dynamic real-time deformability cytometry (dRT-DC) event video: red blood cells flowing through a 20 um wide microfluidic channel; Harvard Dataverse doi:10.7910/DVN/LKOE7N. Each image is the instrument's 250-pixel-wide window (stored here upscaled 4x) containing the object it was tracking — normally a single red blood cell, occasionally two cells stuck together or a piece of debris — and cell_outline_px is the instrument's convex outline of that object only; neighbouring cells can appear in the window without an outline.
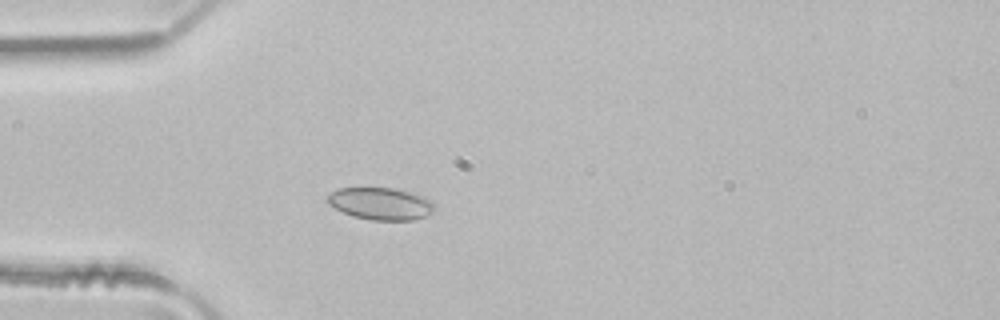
{"species": "common noctule bat (a hibernating species)", "species_latin": "Nyctalus noctula", "temperature_condition": "room temperature", "stored_images_in_passage": 47, "camera_frame_rate_fps": 3000, "um_per_image_px": 0.085, "animal": {"sex": "male", "body_mass_g": 21.5, "forearm_length_mm": 52.0}, "frame": {"image": 1, "passage_image": 12, "time_ms": 3.667, "image_size_px": [1000, 320], "cell_outline_px": [[436, 208], [432, 212], [424, 216], [412, 220], [372, 220], [352, 216], [328, 204], [324, 200], [332, 192], [340, 188], [392, 188], [408, 192], [420, 196], [428, 200]], "centroid_in_image_um": [32.3, 17.32], "position_along_channel_um": 52.7, "area_um2": 19.71}}
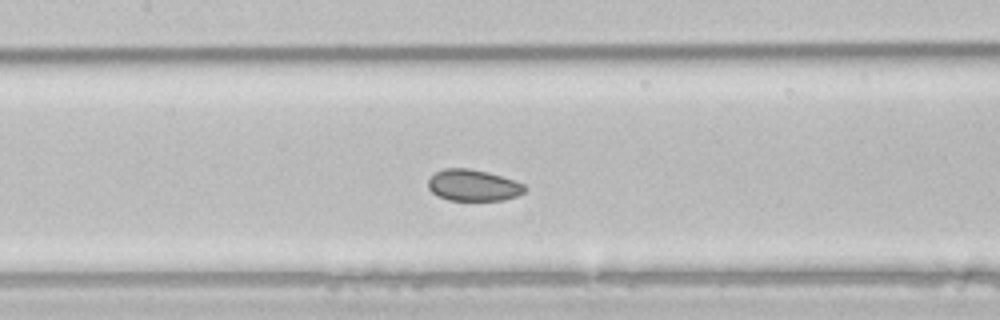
{"frame": {"image": 2, "passage_image": 21, "time_ms": 6.667, "image_size_px": [1000, 320], "cell_outline_px": [[524, 192], [516, 196], [504, 200], [448, 200], [432, 192], [428, 188], [428, 180], [436, 172], [444, 168], [468, 168], [488, 172], [524, 184]], "centroid_in_image_um": [40.2, 15.75], "position_along_channel_um": 167.2, "area_um2": 17.46}}
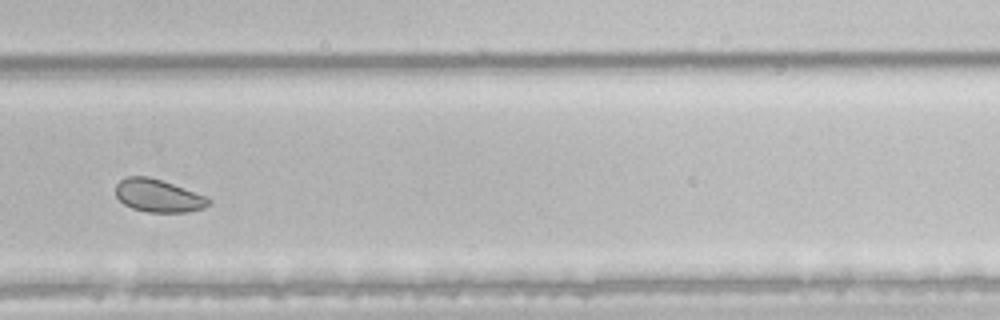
{"frame": {"image": 3, "passage_image": 32, "time_ms": 10.333, "image_size_px": [1000, 320], "cell_outline_px": [[212, 204], [204, 208], [188, 212], [148, 212], [132, 208], [124, 204], [116, 196], [116, 184], [120, 180], [128, 176], [148, 176], [172, 184], [204, 196], [212, 200]], "centroid_in_image_um": [13.45, 16.64], "position_along_channel_um": 316.4, "area_um2": 17.63}, "authors_computed_cell_mechanics": {"area_um2": 19.652, "velocity_mm_per_s": 4.0899, "shape_relaxation_time_tau1_ms": null, "shape_relaxation_time_tau2_ms": 5.4527, "deformation_change_tau1": null, "deformation_change_tau2": 0.08}}